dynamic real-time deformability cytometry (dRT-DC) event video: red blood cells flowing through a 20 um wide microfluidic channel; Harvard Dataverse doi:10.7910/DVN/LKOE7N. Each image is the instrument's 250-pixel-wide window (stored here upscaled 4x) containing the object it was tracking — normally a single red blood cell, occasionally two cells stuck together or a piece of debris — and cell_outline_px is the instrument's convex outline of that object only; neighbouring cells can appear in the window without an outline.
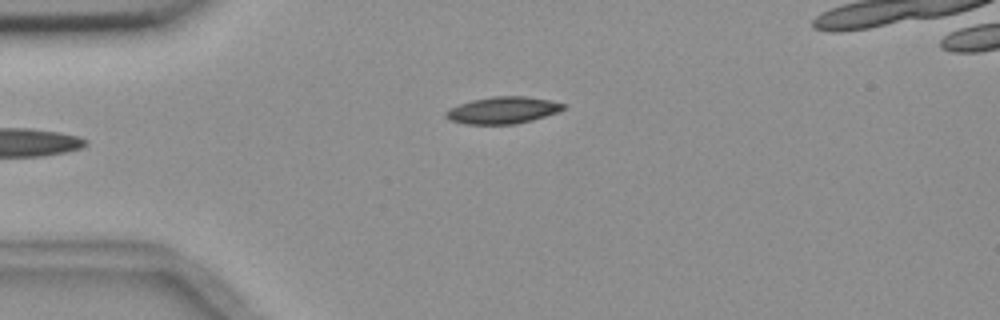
{"species": "common noctule bat (a hibernating species)", "species_latin": "Nyctalus noctula", "temperature_condition": "room temperature", "stored_images_in_passage": 3, "camera_frame_rate_fps": 3000, "um_per_image_px": 0.085, "animal": {"sex": "female", "body_mass_g": 18.4}, "frame": {"image": 1, "passage_image": 3, "time_ms": 2.0, "image_size_px": [1000, 320], "cell_outline_px": [[568, 104], [564, 108], [556, 112], [532, 120], [516, 124], [464, 124], [448, 120], [444, 116], [444, 112], [448, 108], [472, 100], [492, 96], [524, 96], [552, 100]], "centroid_in_image_um": [42.7, 9.36], "position_along_channel_um": 42.3, "area_um2": 18.55}}